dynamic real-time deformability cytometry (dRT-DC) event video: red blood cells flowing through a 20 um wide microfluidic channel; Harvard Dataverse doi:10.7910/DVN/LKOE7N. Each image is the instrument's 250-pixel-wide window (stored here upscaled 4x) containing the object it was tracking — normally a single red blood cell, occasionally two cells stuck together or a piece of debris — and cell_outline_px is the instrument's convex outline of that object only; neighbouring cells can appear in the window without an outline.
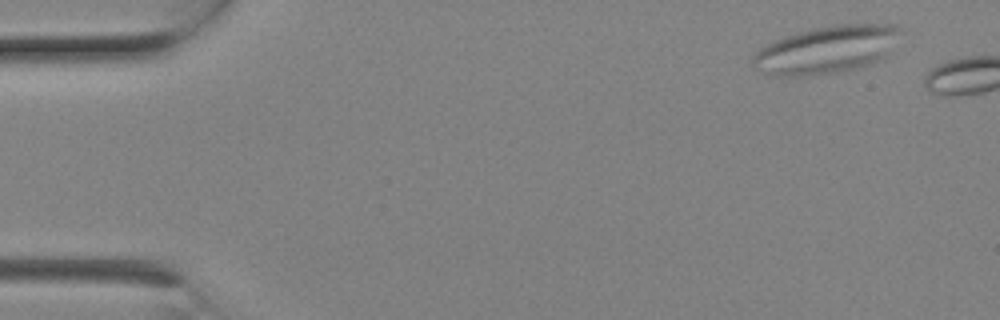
{"species": "Egyptian fruit bat (a non-hibernating species)", "species_latin": "Rousettus aegyptiacus", "temperature_condition": "room temperature", "stored_images_in_passage": 3, "camera_frame_rate_fps": 3000, "um_per_image_px": 0.085, "animal": {"sex": "female"}, "frame": {"image": 1, "passage_image": 1, "time_ms": 0.0, "image_size_px": [1000, 320], "cell_outline_px": [[900, 32], [892, 52], [880, 60], [860, 68], [808, 76], [772, 76], [756, 68], [752, 64], [752, 56], [756, 52], [768, 44], [784, 36], [816, 28], [836, 24], [896, 24], [900, 28]], "centroid_in_image_um": [70.3, 4.23], "position_along_channel_um": 14.7, "area_um2": 40.92}}